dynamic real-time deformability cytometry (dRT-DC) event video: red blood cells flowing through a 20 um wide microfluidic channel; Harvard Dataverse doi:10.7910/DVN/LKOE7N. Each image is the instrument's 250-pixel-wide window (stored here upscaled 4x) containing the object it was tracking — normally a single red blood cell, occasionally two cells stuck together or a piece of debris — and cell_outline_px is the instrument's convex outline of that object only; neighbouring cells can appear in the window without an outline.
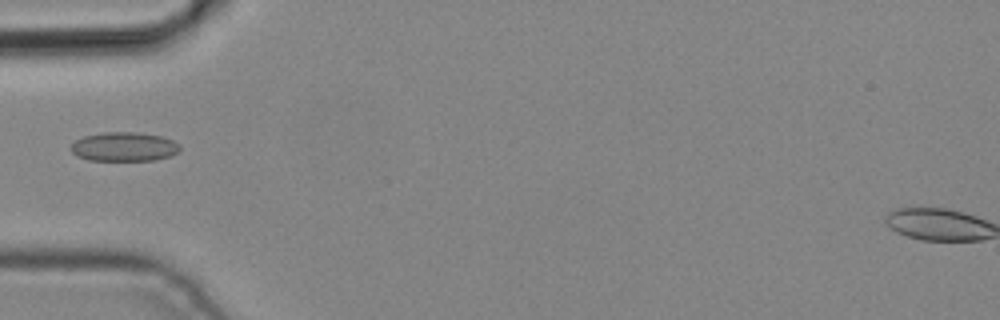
{"species": "common noctule bat (a hibernating species)", "species_latin": "Nyctalus noctula", "temperature_condition": "cold", "stored_images_in_passage": 2, "camera_frame_rate_fps": 3000, "um_per_image_px": 0.085, "animal": {"sex": "male", "body_mass_g": 19.2, "forearm_length_mm": 51.8}, "frame": {"image": 1, "passage_image": 2, "time_ms": 0.333, "image_size_px": [1000, 320], "cell_outline_px": [[180, 148], [176, 152], [168, 156], [156, 160], [88, 160], [76, 156], [68, 148], [76, 140], [84, 136], [104, 132], [136, 132], [160, 136], [172, 140], [180, 144]], "centroid_in_image_um": [10.5, 12.47], "position_along_channel_um": 74.5, "area_um2": 18.44}}